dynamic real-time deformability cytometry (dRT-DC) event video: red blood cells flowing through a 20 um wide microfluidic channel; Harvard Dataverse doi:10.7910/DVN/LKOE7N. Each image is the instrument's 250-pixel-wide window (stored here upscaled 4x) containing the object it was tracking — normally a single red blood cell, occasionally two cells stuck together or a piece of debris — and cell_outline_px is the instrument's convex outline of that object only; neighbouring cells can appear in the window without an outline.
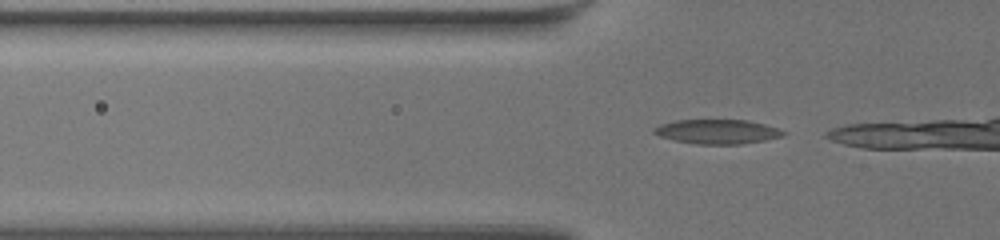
{"species": "common noctule bat (a hibernating species)", "species_latin": "Nyctalus noctula", "temperature_condition": "warm", "stored_images_in_passage": 16, "camera_frame_rate_fps": 3000, "um_per_image_px": 0.085, "animal": {"sex": "female", "body_mass_g": 19.5, "forearm_length_mm": 54.1}, "frame": {"image": 1, "passage_image": 10, "time_ms": 3.0, "image_size_px": [1000, 240], "cell_outline_px": [[788, 132], [784, 136], [764, 140], [740, 144], [696, 144], [676, 140], [660, 136], [652, 132], [652, 128], [660, 124], [676, 120], [748, 120], [764, 124]], "centroid_in_image_um": [60.97, 11.18], "position_along_channel_um": 64.8, "area_um2": 18.32}}
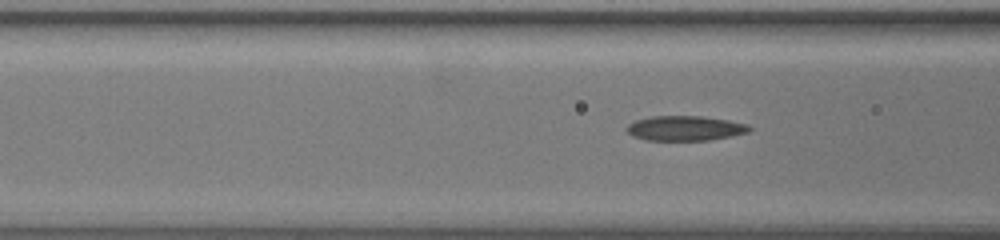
{"frame": {"image": 2, "passage_image": 14, "time_ms": 4.333, "image_size_px": [1000, 240], "cell_outline_px": [[752, 128], [748, 132], [732, 136], [708, 140], [644, 140], [632, 136], [624, 128], [628, 124], [636, 120], [652, 116], [700, 116], [728, 120], [748, 124]], "centroid_in_image_um": [58.21, 10.9], "position_along_channel_um": 108.4, "area_um2": 17.8}}